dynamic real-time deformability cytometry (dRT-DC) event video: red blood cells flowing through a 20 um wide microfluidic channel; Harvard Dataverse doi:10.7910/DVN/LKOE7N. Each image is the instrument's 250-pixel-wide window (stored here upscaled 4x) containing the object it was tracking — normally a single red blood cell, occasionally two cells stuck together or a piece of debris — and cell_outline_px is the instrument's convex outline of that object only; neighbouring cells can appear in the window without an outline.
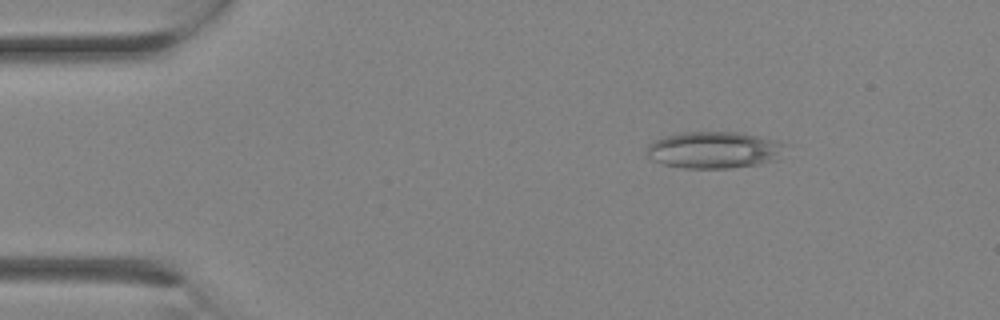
{"species": "Egyptian fruit bat (a non-hibernating species)", "species_latin": "Rousettus aegyptiacus", "temperature_condition": "room temperature", "stored_images_in_passage": 11, "camera_frame_rate_fps": 3000, "um_per_image_px": 0.085, "animal": {"sex": "female"}, "frame": {"image": 1, "passage_image": 4, "time_ms": 1.0, "image_size_px": [1000, 320], "cell_outline_px": [[788, 144], [772, 160], [756, 164], [728, 168], [680, 168], [664, 164], [652, 160], [648, 156], [648, 144], [664, 136], [684, 132], [736, 132], [776, 140]], "centroid_in_image_um": [60.64, 12.74], "position_along_channel_um": 24.4, "area_um2": 29.19}}
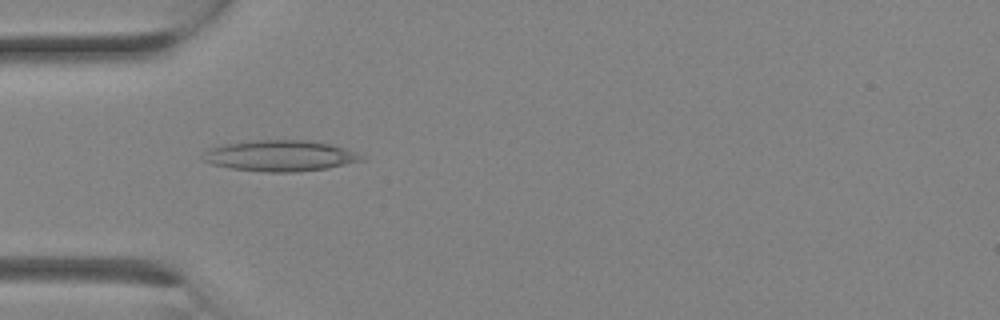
{"frame": {"image": 2, "passage_image": 8, "time_ms": 2.333, "image_size_px": [1000, 320], "cell_outline_px": [[364, 160], [328, 168], [296, 172], [268, 172], [232, 168], [212, 164], [200, 160], [204, 152], [208, 148], [224, 144], [252, 140], [312, 140], [332, 144], [356, 152], [364, 156]], "centroid_in_image_um": [23.8, 13.23], "position_along_channel_um": 61.2, "area_um2": 28.78}}
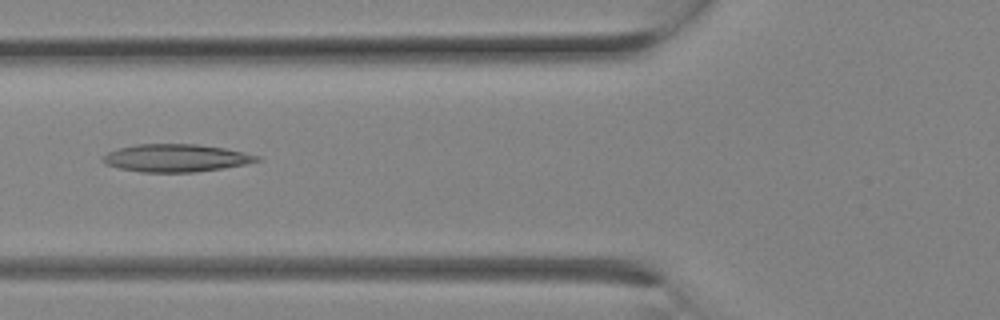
{"frame": {"image": 3, "passage_image": 10, "time_ms": 3.0, "image_size_px": [1000, 320], "cell_outline_px": [[264, 160], [224, 168], [192, 172], [140, 172], [120, 168], [104, 164], [100, 160], [108, 152], [116, 148], [136, 144], [196, 144], [224, 148], [260, 156]], "centroid_in_image_um": [14.93, 13.43], "position_along_channel_um": 110.9, "area_um2": 24.91}}